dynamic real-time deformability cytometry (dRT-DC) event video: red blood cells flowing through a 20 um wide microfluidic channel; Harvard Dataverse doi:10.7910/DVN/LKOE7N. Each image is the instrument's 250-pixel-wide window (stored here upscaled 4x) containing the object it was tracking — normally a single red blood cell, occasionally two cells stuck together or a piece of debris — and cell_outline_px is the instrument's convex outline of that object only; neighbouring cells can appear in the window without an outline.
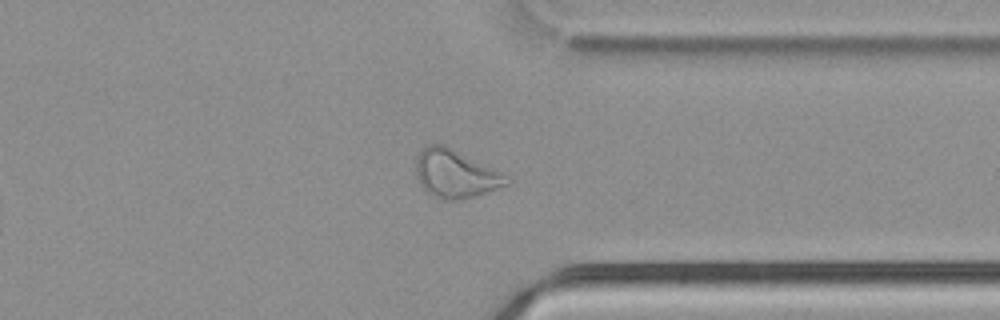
{"species": "common noctule bat (a hibernating species)", "species_latin": "Nyctalus noctula", "temperature_condition": "cold", "stored_images_in_passage": 41, "camera_frame_rate_fps": 3000, "um_per_image_px": 0.085, "animal": {"sex": "male", "body_mass_g": 21.5, "forearm_length_mm": 52.0}, "frame": {"image": 1, "passage_image": 30, "time_ms": 9.667, "image_size_px": [1000, 320], "cell_outline_px": [[512, 180], [508, 184], [488, 192], [460, 200], [440, 200], [428, 192], [420, 184], [416, 172], [416, 156], [428, 144], [444, 144], [504, 172]], "centroid_in_image_um": [38.75, 14.77], "position_along_channel_um": 372.7, "area_um2": 25.66}}